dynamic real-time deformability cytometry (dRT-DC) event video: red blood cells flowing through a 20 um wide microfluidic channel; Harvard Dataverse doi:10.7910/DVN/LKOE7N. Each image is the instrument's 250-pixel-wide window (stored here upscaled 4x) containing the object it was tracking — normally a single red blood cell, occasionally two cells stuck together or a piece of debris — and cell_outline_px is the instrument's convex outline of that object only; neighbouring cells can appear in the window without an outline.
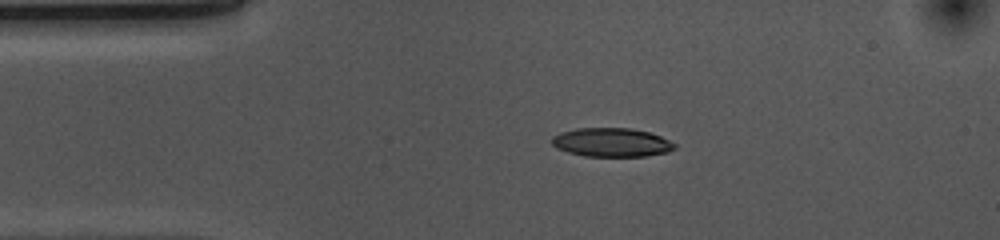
{"species": "common noctule bat (a hibernating species)", "species_latin": "Nyctalus noctula", "temperature_condition": "cold", "stored_images_in_passage": 44, "camera_frame_rate_fps": 3000, "um_per_image_px": 0.085, "animal": {"sex": "female", "body_mass_g": 10.0, "forearm_length_mm": 53.1}, "frame": {"image": 1, "passage_image": 1, "time_ms": 0.0, "image_size_px": [1000, 240], "cell_outline_px": [[676, 148], [668, 152], [648, 156], [584, 156], [568, 152], [556, 148], [552, 144], [552, 136], [560, 132], [576, 128], [632, 128], [648, 132], [660, 136], [676, 144]], "centroid_in_image_um": [51.98, 12.1], "position_along_channel_um": 33.0, "area_um2": 20.69}}
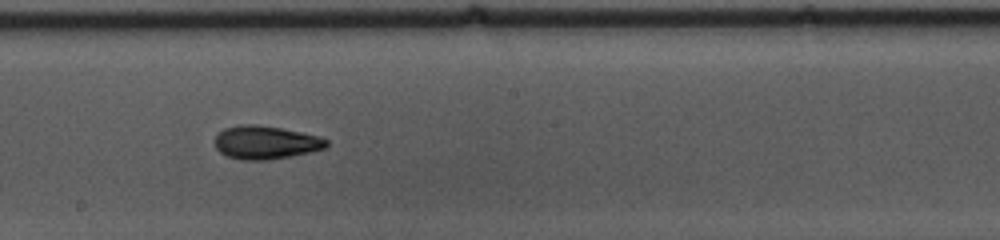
{"frame": {"image": 2, "passage_image": 19, "time_ms": 6.0, "image_size_px": [1000, 240], "cell_outline_px": [[328, 148], [312, 152], [268, 160], [240, 160], [228, 156], [220, 152], [216, 148], [212, 140], [224, 128], [240, 124], [256, 124], [280, 128], [300, 132], [316, 136], [328, 140]], "centroid_in_image_um": [22.56, 12.11], "position_along_channel_um": 225.6, "area_um2": 21.79}}
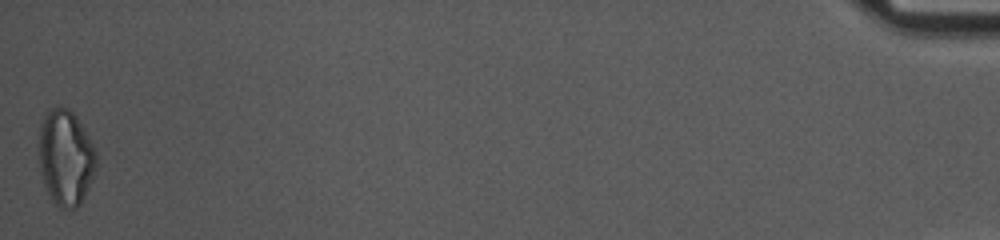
{"frame": {"image": 3, "passage_image": 44, "time_ms": 14.333, "image_size_px": [1000, 240], "cell_outline_px": [[96, 168], [84, 196], [80, 204], [76, 208], [60, 208], [52, 200], [44, 184], [40, 164], [40, 124], [44, 116], [52, 108], [68, 108], [76, 116], [84, 128], [96, 152]], "centroid_in_image_um": [5.59, 13.4], "position_along_channel_um": 429.6, "area_um2": 31.39}, "authors_computed_cell_mechanics": {"area_um2": 21.4438, "velocity_mm_per_s": 3.6814, "shape_relaxation_time_tau1_ms": 2.6769, "shape_relaxation_time_tau2_ms": 3.5628, "deformation_change_tau1": 0.1474, "deformation_change_tau2": 0.1136}}